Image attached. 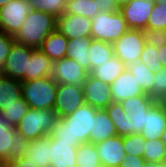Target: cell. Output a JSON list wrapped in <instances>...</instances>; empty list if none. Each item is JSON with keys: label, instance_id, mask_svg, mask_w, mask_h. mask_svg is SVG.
Wrapping results in <instances>:
<instances>
[{"label": "cell", "instance_id": "49", "mask_svg": "<svg viewBox=\"0 0 166 167\" xmlns=\"http://www.w3.org/2000/svg\"><path fill=\"white\" fill-rule=\"evenodd\" d=\"M160 140L162 141V143H163V145H164V147H165V149H166V129H165V131L162 133Z\"/></svg>", "mask_w": 166, "mask_h": 167}, {"label": "cell", "instance_id": "9", "mask_svg": "<svg viewBox=\"0 0 166 167\" xmlns=\"http://www.w3.org/2000/svg\"><path fill=\"white\" fill-rule=\"evenodd\" d=\"M30 11L27 0H11L0 7V32L14 36Z\"/></svg>", "mask_w": 166, "mask_h": 167}, {"label": "cell", "instance_id": "52", "mask_svg": "<svg viewBox=\"0 0 166 167\" xmlns=\"http://www.w3.org/2000/svg\"><path fill=\"white\" fill-rule=\"evenodd\" d=\"M162 165H163V167H166V155H165V157L163 158Z\"/></svg>", "mask_w": 166, "mask_h": 167}, {"label": "cell", "instance_id": "26", "mask_svg": "<svg viewBox=\"0 0 166 167\" xmlns=\"http://www.w3.org/2000/svg\"><path fill=\"white\" fill-rule=\"evenodd\" d=\"M21 96V82L0 74V112Z\"/></svg>", "mask_w": 166, "mask_h": 167}, {"label": "cell", "instance_id": "10", "mask_svg": "<svg viewBox=\"0 0 166 167\" xmlns=\"http://www.w3.org/2000/svg\"><path fill=\"white\" fill-rule=\"evenodd\" d=\"M89 72L74 59L64 57L53 62L51 77L57 84H72L83 88Z\"/></svg>", "mask_w": 166, "mask_h": 167}, {"label": "cell", "instance_id": "14", "mask_svg": "<svg viewBox=\"0 0 166 167\" xmlns=\"http://www.w3.org/2000/svg\"><path fill=\"white\" fill-rule=\"evenodd\" d=\"M85 104L96 109H105L112 103L110 85L88 75L83 85Z\"/></svg>", "mask_w": 166, "mask_h": 167}, {"label": "cell", "instance_id": "40", "mask_svg": "<svg viewBox=\"0 0 166 167\" xmlns=\"http://www.w3.org/2000/svg\"><path fill=\"white\" fill-rule=\"evenodd\" d=\"M14 42L12 35L0 32V72Z\"/></svg>", "mask_w": 166, "mask_h": 167}, {"label": "cell", "instance_id": "1", "mask_svg": "<svg viewBox=\"0 0 166 167\" xmlns=\"http://www.w3.org/2000/svg\"><path fill=\"white\" fill-rule=\"evenodd\" d=\"M98 109L83 104L71 114L58 118L51 136L59 141L89 143L92 132L93 116Z\"/></svg>", "mask_w": 166, "mask_h": 167}, {"label": "cell", "instance_id": "51", "mask_svg": "<svg viewBox=\"0 0 166 167\" xmlns=\"http://www.w3.org/2000/svg\"><path fill=\"white\" fill-rule=\"evenodd\" d=\"M154 3L155 4H158V3H164V4H166V0H154Z\"/></svg>", "mask_w": 166, "mask_h": 167}, {"label": "cell", "instance_id": "11", "mask_svg": "<svg viewBox=\"0 0 166 167\" xmlns=\"http://www.w3.org/2000/svg\"><path fill=\"white\" fill-rule=\"evenodd\" d=\"M85 104L83 88L72 84H58L53 110L63 118Z\"/></svg>", "mask_w": 166, "mask_h": 167}, {"label": "cell", "instance_id": "13", "mask_svg": "<svg viewBox=\"0 0 166 167\" xmlns=\"http://www.w3.org/2000/svg\"><path fill=\"white\" fill-rule=\"evenodd\" d=\"M154 0H131L119 11L126 20L129 29L145 30L154 7Z\"/></svg>", "mask_w": 166, "mask_h": 167}, {"label": "cell", "instance_id": "43", "mask_svg": "<svg viewBox=\"0 0 166 167\" xmlns=\"http://www.w3.org/2000/svg\"><path fill=\"white\" fill-rule=\"evenodd\" d=\"M16 167H37V165H34L30 158H28L26 155H23L22 157L15 158L12 160Z\"/></svg>", "mask_w": 166, "mask_h": 167}, {"label": "cell", "instance_id": "5", "mask_svg": "<svg viewBox=\"0 0 166 167\" xmlns=\"http://www.w3.org/2000/svg\"><path fill=\"white\" fill-rule=\"evenodd\" d=\"M126 20L120 11L106 13L99 12L91 19V38L114 43L127 30Z\"/></svg>", "mask_w": 166, "mask_h": 167}, {"label": "cell", "instance_id": "47", "mask_svg": "<svg viewBox=\"0 0 166 167\" xmlns=\"http://www.w3.org/2000/svg\"><path fill=\"white\" fill-rule=\"evenodd\" d=\"M131 0H116V4L119 8H121L122 6L128 4Z\"/></svg>", "mask_w": 166, "mask_h": 167}, {"label": "cell", "instance_id": "50", "mask_svg": "<svg viewBox=\"0 0 166 167\" xmlns=\"http://www.w3.org/2000/svg\"><path fill=\"white\" fill-rule=\"evenodd\" d=\"M11 0H0V7L6 5Z\"/></svg>", "mask_w": 166, "mask_h": 167}, {"label": "cell", "instance_id": "27", "mask_svg": "<svg viewBox=\"0 0 166 167\" xmlns=\"http://www.w3.org/2000/svg\"><path fill=\"white\" fill-rule=\"evenodd\" d=\"M105 110L116 128L118 136L131 135V119L123 110L120 102L110 103Z\"/></svg>", "mask_w": 166, "mask_h": 167}, {"label": "cell", "instance_id": "44", "mask_svg": "<svg viewBox=\"0 0 166 167\" xmlns=\"http://www.w3.org/2000/svg\"><path fill=\"white\" fill-rule=\"evenodd\" d=\"M159 59L162 62V67L166 68V45L158 49Z\"/></svg>", "mask_w": 166, "mask_h": 167}, {"label": "cell", "instance_id": "7", "mask_svg": "<svg viewBox=\"0 0 166 167\" xmlns=\"http://www.w3.org/2000/svg\"><path fill=\"white\" fill-rule=\"evenodd\" d=\"M145 45L143 30L128 29L113 43L114 56L127 66L130 63L139 61Z\"/></svg>", "mask_w": 166, "mask_h": 167}, {"label": "cell", "instance_id": "2", "mask_svg": "<svg viewBox=\"0 0 166 167\" xmlns=\"http://www.w3.org/2000/svg\"><path fill=\"white\" fill-rule=\"evenodd\" d=\"M57 18L40 10H31L18 32L13 36L15 42L39 49L43 40L56 30Z\"/></svg>", "mask_w": 166, "mask_h": 167}, {"label": "cell", "instance_id": "45", "mask_svg": "<svg viewBox=\"0 0 166 167\" xmlns=\"http://www.w3.org/2000/svg\"><path fill=\"white\" fill-rule=\"evenodd\" d=\"M0 167H16L12 160L0 161Z\"/></svg>", "mask_w": 166, "mask_h": 167}, {"label": "cell", "instance_id": "28", "mask_svg": "<svg viewBox=\"0 0 166 167\" xmlns=\"http://www.w3.org/2000/svg\"><path fill=\"white\" fill-rule=\"evenodd\" d=\"M88 53L91 71L93 68L98 67L114 56L113 44L93 39L91 41Z\"/></svg>", "mask_w": 166, "mask_h": 167}, {"label": "cell", "instance_id": "3", "mask_svg": "<svg viewBox=\"0 0 166 167\" xmlns=\"http://www.w3.org/2000/svg\"><path fill=\"white\" fill-rule=\"evenodd\" d=\"M58 114L53 109H31L15 126L16 131L29 141L50 135L58 121Z\"/></svg>", "mask_w": 166, "mask_h": 167}, {"label": "cell", "instance_id": "23", "mask_svg": "<svg viewBox=\"0 0 166 167\" xmlns=\"http://www.w3.org/2000/svg\"><path fill=\"white\" fill-rule=\"evenodd\" d=\"M68 38L57 29L50 33L39 48L53 62L66 57Z\"/></svg>", "mask_w": 166, "mask_h": 167}, {"label": "cell", "instance_id": "15", "mask_svg": "<svg viewBox=\"0 0 166 167\" xmlns=\"http://www.w3.org/2000/svg\"><path fill=\"white\" fill-rule=\"evenodd\" d=\"M56 29L69 40L91 37V19L77 14H62L57 17Z\"/></svg>", "mask_w": 166, "mask_h": 167}, {"label": "cell", "instance_id": "39", "mask_svg": "<svg viewBox=\"0 0 166 167\" xmlns=\"http://www.w3.org/2000/svg\"><path fill=\"white\" fill-rule=\"evenodd\" d=\"M143 33L146 45L154 46L157 49L166 45V29H145Z\"/></svg>", "mask_w": 166, "mask_h": 167}, {"label": "cell", "instance_id": "37", "mask_svg": "<svg viewBox=\"0 0 166 167\" xmlns=\"http://www.w3.org/2000/svg\"><path fill=\"white\" fill-rule=\"evenodd\" d=\"M166 94V68L160 67L154 73L152 92L149 96L159 101Z\"/></svg>", "mask_w": 166, "mask_h": 167}, {"label": "cell", "instance_id": "21", "mask_svg": "<svg viewBox=\"0 0 166 167\" xmlns=\"http://www.w3.org/2000/svg\"><path fill=\"white\" fill-rule=\"evenodd\" d=\"M50 145L51 135L30 141L25 155L30 158L31 162L37 165V167H51Z\"/></svg>", "mask_w": 166, "mask_h": 167}, {"label": "cell", "instance_id": "19", "mask_svg": "<svg viewBox=\"0 0 166 167\" xmlns=\"http://www.w3.org/2000/svg\"><path fill=\"white\" fill-rule=\"evenodd\" d=\"M166 129V111L156 101L146 112L145 126L141 135L146 140L160 139Z\"/></svg>", "mask_w": 166, "mask_h": 167}, {"label": "cell", "instance_id": "25", "mask_svg": "<svg viewBox=\"0 0 166 167\" xmlns=\"http://www.w3.org/2000/svg\"><path fill=\"white\" fill-rule=\"evenodd\" d=\"M126 68V65L119 58L113 56L108 61L93 68L89 75L110 85Z\"/></svg>", "mask_w": 166, "mask_h": 167}, {"label": "cell", "instance_id": "4", "mask_svg": "<svg viewBox=\"0 0 166 167\" xmlns=\"http://www.w3.org/2000/svg\"><path fill=\"white\" fill-rule=\"evenodd\" d=\"M58 84L51 76L21 81V94L31 109H53Z\"/></svg>", "mask_w": 166, "mask_h": 167}, {"label": "cell", "instance_id": "36", "mask_svg": "<svg viewBox=\"0 0 166 167\" xmlns=\"http://www.w3.org/2000/svg\"><path fill=\"white\" fill-rule=\"evenodd\" d=\"M146 29H166V4H154L152 13L147 22Z\"/></svg>", "mask_w": 166, "mask_h": 167}, {"label": "cell", "instance_id": "33", "mask_svg": "<svg viewBox=\"0 0 166 167\" xmlns=\"http://www.w3.org/2000/svg\"><path fill=\"white\" fill-rule=\"evenodd\" d=\"M166 149L160 139L146 140L144 143L143 158L148 163H162Z\"/></svg>", "mask_w": 166, "mask_h": 167}, {"label": "cell", "instance_id": "48", "mask_svg": "<svg viewBox=\"0 0 166 167\" xmlns=\"http://www.w3.org/2000/svg\"><path fill=\"white\" fill-rule=\"evenodd\" d=\"M143 167H163L162 163H148L146 162Z\"/></svg>", "mask_w": 166, "mask_h": 167}, {"label": "cell", "instance_id": "22", "mask_svg": "<svg viewBox=\"0 0 166 167\" xmlns=\"http://www.w3.org/2000/svg\"><path fill=\"white\" fill-rule=\"evenodd\" d=\"M53 61L50 60L40 49H35L29 59V66L24 81H31L51 76Z\"/></svg>", "mask_w": 166, "mask_h": 167}, {"label": "cell", "instance_id": "20", "mask_svg": "<svg viewBox=\"0 0 166 167\" xmlns=\"http://www.w3.org/2000/svg\"><path fill=\"white\" fill-rule=\"evenodd\" d=\"M114 136H117V131L111 118L105 109H98L93 116L89 143L97 144Z\"/></svg>", "mask_w": 166, "mask_h": 167}, {"label": "cell", "instance_id": "46", "mask_svg": "<svg viewBox=\"0 0 166 167\" xmlns=\"http://www.w3.org/2000/svg\"><path fill=\"white\" fill-rule=\"evenodd\" d=\"M162 108L166 111V94L159 100L157 101Z\"/></svg>", "mask_w": 166, "mask_h": 167}, {"label": "cell", "instance_id": "41", "mask_svg": "<svg viewBox=\"0 0 166 167\" xmlns=\"http://www.w3.org/2000/svg\"><path fill=\"white\" fill-rule=\"evenodd\" d=\"M145 163L146 161L143 157L126 154L119 167H143Z\"/></svg>", "mask_w": 166, "mask_h": 167}, {"label": "cell", "instance_id": "17", "mask_svg": "<svg viewBox=\"0 0 166 167\" xmlns=\"http://www.w3.org/2000/svg\"><path fill=\"white\" fill-rule=\"evenodd\" d=\"M78 142L59 141L51 136V167H76Z\"/></svg>", "mask_w": 166, "mask_h": 167}, {"label": "cell", "instance_id": "35", "mask_svg": "<svg viewBox=\"0 0 166 167\" xmlns=\"http://www.w3.org/2000/svg\"><path fill=\"white\" fill-rule=\"evenodd\" d=\"M145 141L146 139L141 134L123 136L124 151L128 155L143 157Z\"/></svg>", "mask_w": 166, "mask_h": 167}, {"label": "cell", "instance_id": "29", "mask_svg": "<svg viewBox=\"0 0 166 167\" xmlns=\"http://www.w3.org/2000/svg\"><path fill=\"white\" fill-rule=\"evenodd\" d=\"M126 67L133 74L144 94L149 95L152 92L155 71L149 70L141 61L130 63Z\"/></svg>", "mask_w": 166, "mask_h": 167}, {"label": "cell", "instance_id": "6", "mask_svg": "<svg viewBox=\"0 0 166 167\" xmlns=\"http://www.w3.org/2000/svg\"><path fill=\"white\" fill-rule=\"evenodd\" d=\"M29 142L0 112V161L22 157L28 150Z\"/></svg>", "mask_w": 166, "mask_h": 167}, {"label": "cell", "instance_id": "16", "mask_svg": "<svg viewBox=\"0 0 166 167\" xmlns=\"http://www.w3.org/2000/svg\"><path fill=\"white\" fill-rule=\"evenodd\" d=\"M100 162L105 167H119L126 152L123 146V137L114 136L95 144Z\"/></svg>", "mask_w": 166, "mask_h": 167}, {"label": "cell", "instance_id": "18", "mask_svg": "<svg viewBox=\"0 0 166 167\" xmlns=\"http://www.w3.org/2000/svg\"><path fill=\"white\" fill-rule=\"evenodd\" d=\"M113 102H122L127 98L144 94L137 80L126 68L111 84Z\"/></svg>", "mask_w": 166, "mask_h": 167}, {"label": "cell", "instance_id": "24", "mask_svg": "<svg viewBox=\"0 0 166 167\" xmlns=\"http://www.w3.org/2000/svg\"><path fill=\"white\" fill-rule=\"evenodd\" d=\"M92 40L91 37H79L68 40L66 49V57L74 59L88 72H90L88 50Z\"/></svg>", "mask_w": 166, "mask_h": 167}, {"label": "cell", "instance_id": "12", "mask_svg": "<svg viewBox=\"0 0 166 167\" xmlns=\"http://www.w3.org/2000/svg\"><path fill=\"white\" fill-rule=\"evenodd\" d=\"M155 102L148 94H141L120 102L131 119V134L141 133L145 126L146 112Z\"/></svg>", "mask_w": 166, "mask_h": 167}, {"label": "cell", "instance_id": "31", "mask_svg": "<svg viewBox=\"0 0 166 167\" xmlns=\"http://www.w3.org/2000/svg\"><path fill=\"white\" fill-rule=\"evenodd\" d=\"M99 13L96 0H68L64 14H77L92 19Z\"/></svg>", "mask_w": 166, "mask_h": 167}, {"label": "cell", "instance_id": "30", "mask_svg": "<svg viewBox=\"0 0 166 167\" xmlns=\"http://www.w3.org/2000/svg\"><path fill=\"white\" fill-rule=\"evenodd\" d=\"M76 153V167H99L102 165L93 143L80 144Z\"/></svg>", "mask_w": 166, "mask_h": 167}, {"label": "cell", "instance_id": "34", "mask_svg": "<svg viewBox=\"0 0 166 167\" xmlns=\"http://www.w3.org/2000/svg\"><path fill=\"white\" fill-rule=\"evenodd\" d=\"M29 107L24 98L21 96L11 106L4 109L1 113L5 119L12 125L16 126L21 118L27 113Z\"/></svg>", "mask_w": 166, "mask_h": 167}, {"label": "cell", "instance_id": "32", "mask_svg": "<svg viewBox=\"0 0 166 167\" xmlns=\"http://www.w3.org/2000/svg\"><path fill=\"white\" fill-rule=\"evenodd\" d=\"M31 10H40L56 18L64 14L68 0H27Z\"/></svg>", "mask_w": 166, "mask_h": 167}, {"label": "cell", "instance_id": "38", "mask_svg": "<svg viewBox=\"0 0 166 167\" xmlns=\"http://www.w3.org/2000/svg\"><path fill=\"white\" fill-rule=\"evenodd\" d=\"M139 61L143 62L149 70L156 71L162 67L158 49L154 46L145 45L143 51L141 52Z\"/></svg>", "mask_w": 166, "mask_h": 167}, {"label": "cell", "instance_id": "42", "mask_svg": "<svg viewBox=\"0 0 166 167\" xmlns=\"http://www.w3.org/2000/svg\"><path fill=\"white\" fill-rule=\"evenodd\" d=\"M99 12L112 13L119 11L116 0H96Z\"/></svg>", "mask_w": 166, "mask_h": 167}, {"label": "cell", "instance_id": "8", "mask_svg": "<svg viewBox=\"0 0 166 167\" xmlns=\"http://www.w3.org/2000/svg\"><path fill=\"white\" fill-rule=\"evenodd\" d=\"M34 48L14 42L0 74L14 80L24 81L28 71L29 59Z\"/></svg>", "mask_w": 166, "mask_h": 167}]
</instances>
